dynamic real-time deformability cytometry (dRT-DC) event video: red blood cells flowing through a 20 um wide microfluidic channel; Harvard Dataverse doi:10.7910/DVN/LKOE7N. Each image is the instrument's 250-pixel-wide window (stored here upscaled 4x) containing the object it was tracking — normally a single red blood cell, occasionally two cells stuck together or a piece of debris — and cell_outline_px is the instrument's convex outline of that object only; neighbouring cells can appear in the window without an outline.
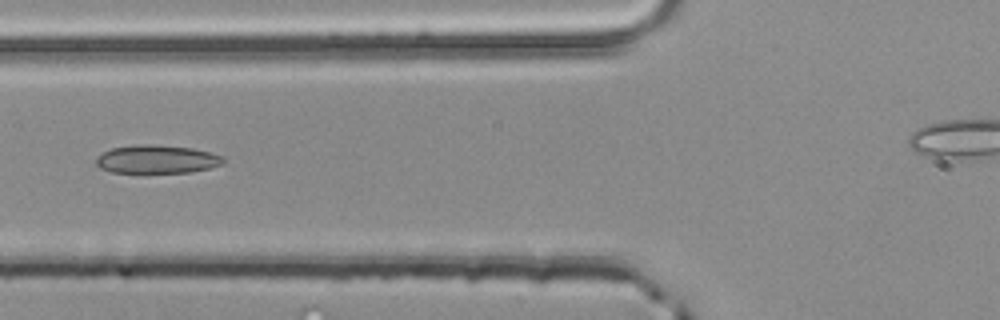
{"species": "common noctule bat (a hibernating species)", "species_latin": "Nyctalus noctula", "temperature_condition": "room temperature", "stored_images_in_passage": 29, "camera_frame_rate_fps": 3000, "um_per_image_px": 0.085, "animal": {"sex": "male", "body_mass_g": 20.4}, "frame": {"image": 1, "passage_image": 5, "time_ms": 1.333, "image_size_px": [1000, 320], "cell_outline_px": [[224, 160], [220, 164], [208, 168], [188, 172], [112, 172], [100, 168], [96, 164], [96, 160], [104, 152], [112, 148], [136, 144], [156, 144], [192, 148], [224, 156]], "centroid_in_image_um": [13.32, 13.52], "position_along_channel_um": 112.5, "area_um2": 20.69}, "authors_computed_cell_mechanics": {"area_um2": 20.3456, "velocity_mm_per_s": 4.0708, "shape_relaxation_time_tau1_ms": 6.9675, "shape_relaxation_time_tau2_ms": null, "deformation_change_tau1": 0.1304, "deformation_change_tau2": null}}